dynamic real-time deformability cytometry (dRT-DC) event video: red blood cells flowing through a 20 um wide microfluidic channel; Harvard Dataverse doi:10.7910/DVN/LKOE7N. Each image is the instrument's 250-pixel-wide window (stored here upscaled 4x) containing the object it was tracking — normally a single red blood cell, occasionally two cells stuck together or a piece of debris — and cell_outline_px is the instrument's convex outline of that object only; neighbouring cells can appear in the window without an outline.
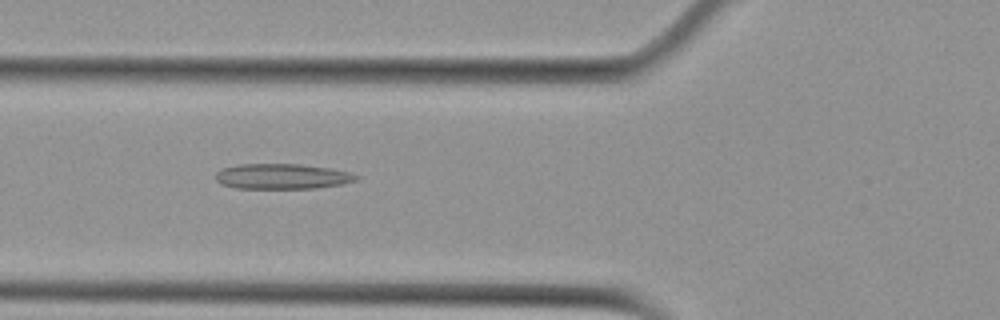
{"species": "Egyptian fruit bat (a non-hibernating species)", "species_latin": "Rousettus aegyptiacus", "temperature_condition": "cold", "stored_images_in_passage": 40, "camera_frame_rate_fps": 3000, "um_per_image_px": 0.085, "animal": {"sex": "female"}, "frame": {"image": 1, "passage_image": 5, "time_ms": 1.333, "image_size_px": [1000, 320], "cell_outline_px": [[360, 176], [356, 180], [340, 184], [316, 188], [236, 188], [220, 184], [216, 180], [216, 172], [224, 168], [240, 164], [300, 164], [328, 168], [348, 172]], "centroid_in_image_um": [23.95, 14.99], "position_along_channel_um": 101.9, "area_um2": 20.52}}
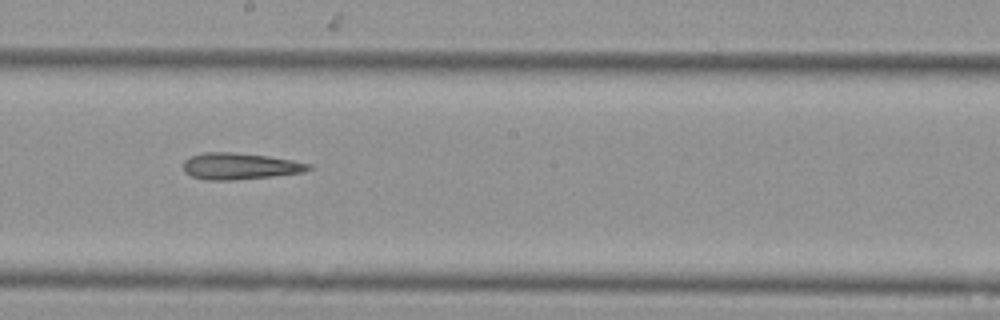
{"frame": {"image": 2, "passage_image": 15, "time_ms": 4.667, "image_size_px": [1000, 320], "cell_outline_px": [[312, 168], [304, 172], [272, 176], [232, 180], [204, 180], [192, 176], [184, 172], [184, 160], [192, 156], [204, 152], [232, 152], [268, 156], [292, 160], [312, 164]], "centroid_in_image_um": [20.39, 14.12], "position_along_channel_um": 227.8, "area_um2": 19.31}}
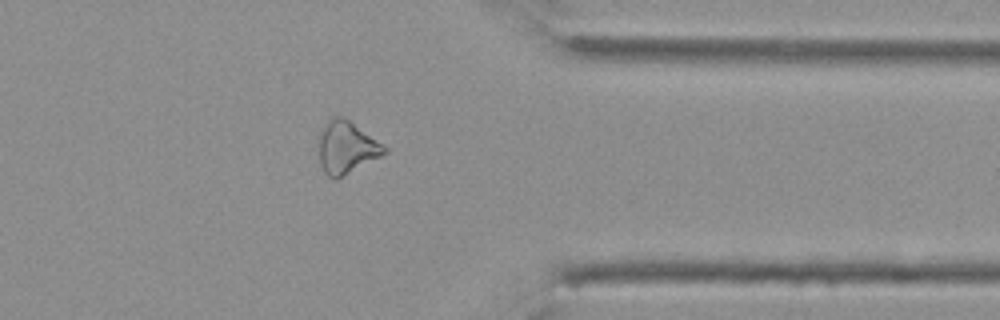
{"frame": {"image": 3, "passage_image": 28, "time_ms": 9.0, "image_size_px": [1000, 320], "cell_outline_px": [[388, 152], [336, 180], [328, 176], [324, 172], [320, 164], [320, 132], [324, 124], [332, 116], [340, 116], [348, 120], [384, 144], [388, 148]], "centroid_in_image_um": [29.46, 12.54], "position_along_channel_um": 381.9, "area_um2": 19.83}}